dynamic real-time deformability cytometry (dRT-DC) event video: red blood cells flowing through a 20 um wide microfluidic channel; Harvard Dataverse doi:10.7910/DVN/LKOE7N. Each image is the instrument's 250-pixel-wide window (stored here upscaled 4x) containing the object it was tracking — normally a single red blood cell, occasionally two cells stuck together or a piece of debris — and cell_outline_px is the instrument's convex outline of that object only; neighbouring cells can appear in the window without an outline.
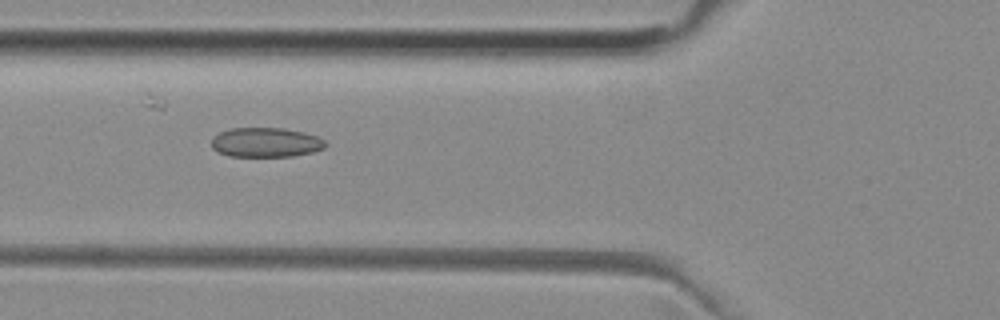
{"species": "common noctule bat (a hibernating species)", "species_latin": "Nyctalus noctula", "temperature_condition": "room temperature", "stored_images_in_passage": 12, "camera_frame_rate_fps": 3000, "um_per_image_px": 0.085, "animal": {"sex": "female", "body_mass_g": 29.2, "forearm_length_mm": 56.3}, "frame": {"image": 1, "passage_image": 3, "time_ms": 0.667, "image_size_px": [1000, 320], "cell_outline_px": [[328, 144], [324, 148], [312, 152], [292, 156], [228, 156], [216, 152], [212, 148], [212, 136], [220, 132], [232, 128], [284, 128], [304, 132], [316, 136], [324, 140]], "centroid_in_image_um": [22.57, 12.1], "position_along_channel_um": 103.2, "area_um2": 19.71}}
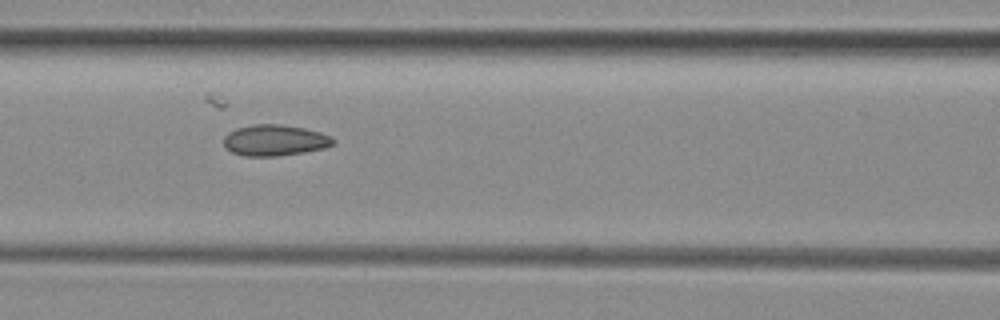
{"frame": {"image": 2, "passage_image": 6, "time_ms": 1.667, "image_size_px": [1000, 320], "cell_outline_px": [[336, 140], [332, 144], [324, 148], [304, 152], [280, 156], [244, 156], [232, 152], [224, 144], [224, 136], [228, 132], [236, 128], [252, 124], [280, 124], [304, 128], [320, 132], [332, 136]], "centroid_in_image_um": [23.36, 11.92], "position_along_channel_um": 143.2, "area_um2": 19.88}}
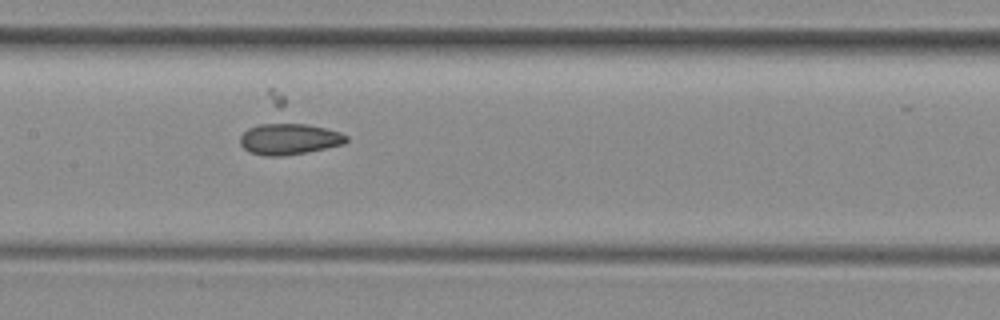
{"frame": {"image": 3, "passage_image": 9, "time_ms": 2.667, "image_size_px": [1000, 320], "cell_outline_px": [[348, 140], [344, 144], [308, 152], [280, 156], [264, 156], [248, 152], [240, 144], [240, 136], [268, 88], [272, 88], [348, 136]], "centroid_in_image_um": [24.38, 10.96], "position_along_channel_um": 183.0, "area_um2": 31.44}}